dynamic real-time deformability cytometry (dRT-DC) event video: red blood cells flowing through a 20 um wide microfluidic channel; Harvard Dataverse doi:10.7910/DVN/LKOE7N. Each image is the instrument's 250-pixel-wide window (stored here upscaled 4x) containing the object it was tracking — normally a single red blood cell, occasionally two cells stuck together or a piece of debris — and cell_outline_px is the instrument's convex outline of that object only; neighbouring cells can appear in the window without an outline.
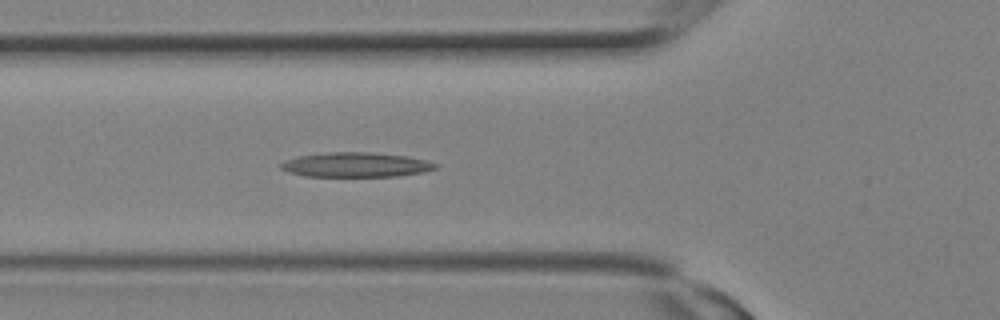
{"species": "Egyptian fruit bat (a non-hibernating species)", "species_latin": "Rousettus aegyptiacus", "temperature_condition": "room temperature", "stored_images_in_passage": 8, "camera_frame_rate_fps": 3000, "um_per_image_px": 0.085, "animal": {"sex": "female"}, "frame": {"image": 1, "passage_image": 8, "time_ms": 2.333, "image_size_px": [1000, 320], "cell_outline_px": [[440, 164], [436, 168], [420, 172], [396, 176], [304, 176], [288, 172], [280, 168], [280, 164], [284, 160], [296, 156], [328, 152], [372, 152], [408, 156], [428, 160]], "centroid_in_image_um": [30.23, 13.99], "position_along_channel_um": 95.6, "area_um2": 22.31}}